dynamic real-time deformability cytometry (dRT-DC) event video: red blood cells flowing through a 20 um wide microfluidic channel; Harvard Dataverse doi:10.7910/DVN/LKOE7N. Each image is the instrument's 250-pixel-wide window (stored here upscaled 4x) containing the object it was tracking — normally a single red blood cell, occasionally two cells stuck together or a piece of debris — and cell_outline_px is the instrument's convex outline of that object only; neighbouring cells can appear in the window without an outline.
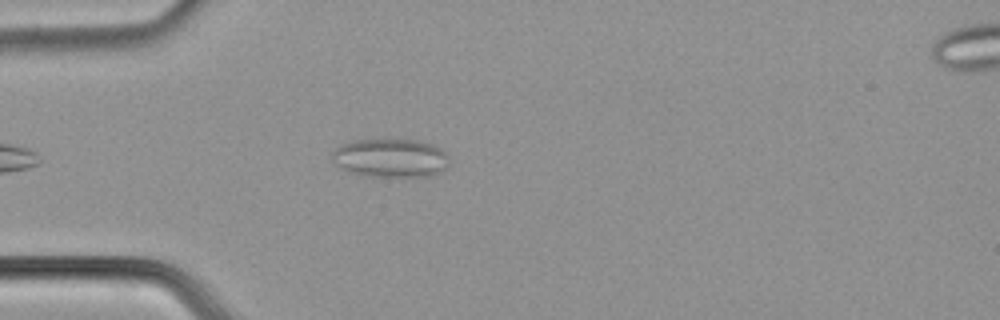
{"species": "common noctule bat (a hibernating species)", "species_latin": "Nyctalus noctula", "temperature_condition": "cold", "stored_images_in_passage": 45, "camera_frame_rate_fps": 3000, "um_per_image_px": 0.085, "animal": {"sex": "male", "body_mass_g": 21.5, "forearm_length_mm": 52.0}, "frame": {"image": 1, "passage_image": 6, "time_ms": 1.667, "image_size_px": [1000, 320], "cell_outline_px": [[448, 168], [432, 176], [364, 176], [348, 172], [340, 168], [332, 160], [332, 152], [336, 148], [352, 140], [420, 140], [432, 144], [440, 148], [448, 156]], "centroid_in_image_um": [33.2, 13.44], "position_along_channel_um": 51.8, "area_um2": 26.47}}
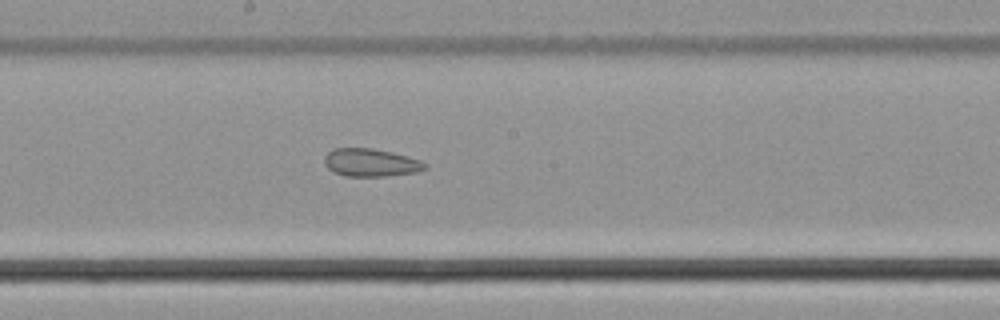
{"frame": {"image": 2, "passage_image": 20, "time_ms": 6.333, "image_size_px": [1000, 320], "cell_outline_px": [[428, 168], [416, 172], [384, 176], [344, 176], [332, 172], [324, 164], [324, 156], [332, 148], [372, 148], [420, 160], [428, 164]], "centroid_in_image_um": [31.47, 13.83], "position_along_channel_um": 216.7, "area_um2": 16.3}}
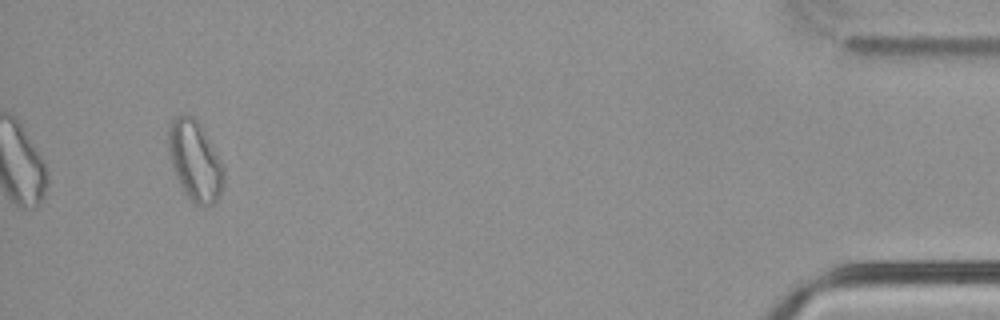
{"frame": {"image": 3, "passage_image": 42, "time_ms": 13.667, "image_size_px": [1000, 320], "cell_outline_px": [[224, 184], [216, 204], [204, 208], [196, 204], [184, 192], [176, 176], [168, 152], [168, 132], [172, 120], [176, 116], [192, 116], [200, 124], [220, 160], [224, 168]], "centroid_in_image_um": [16.59, 13.72], "position_along_channel_um": 418.6, "area_um2": 25.61}, "authors_computed_cell_mechanics": {"area_um2": 19.5942, "velocity_mm_per_s": 3.7767, "shape_relaxation_time_tau1_ms": null, "shape_relaxation_time_tau2_ms": 3.3837, "deformation_change_tau1": null, "deformation_change_tau2": 0.1113}}